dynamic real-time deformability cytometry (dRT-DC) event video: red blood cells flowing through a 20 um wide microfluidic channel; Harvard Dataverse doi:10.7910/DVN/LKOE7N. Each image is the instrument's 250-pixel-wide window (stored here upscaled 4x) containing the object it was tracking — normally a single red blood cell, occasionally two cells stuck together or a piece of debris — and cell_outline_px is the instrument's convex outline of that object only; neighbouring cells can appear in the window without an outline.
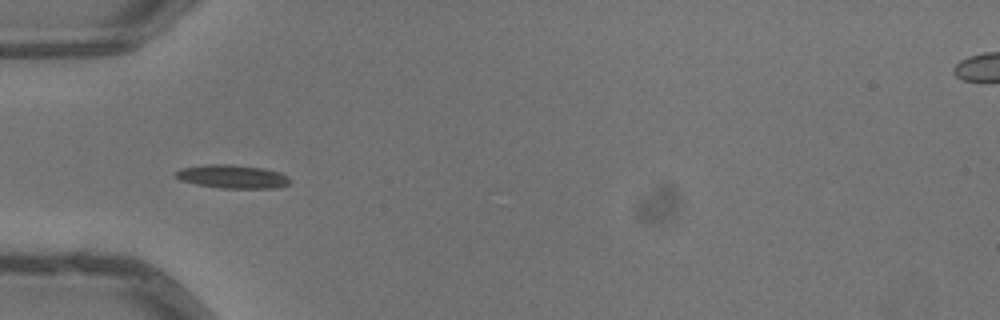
{"species": "common noctule bat (a hibernating species)", "species_latin": "Nyctalus noctula", "temperature_condition": "warm", "stored_images_in_passage": 1, "camera_frame_rate_fps": 3000, "um_per_image_px": 0.085, "animal": {"sex": "male", "body_mass_g": 13.3}, "frame": {"image": 1, "passage_image": 1, "time_ms": 0.0, "image_size_px": [1000, 320], "cell_outline_px": [[288, 184], [280, 188], [220, 188], [196, 184], [180, 180], [172, 172], [180, 168], [204, 164], [232, 164], [264, 168], [280, 172], [288, 176]], "centroid_in_image_um": [19.72, 15.0], "position_along_channel_um": 65.3, "area_um2": 15.84}}